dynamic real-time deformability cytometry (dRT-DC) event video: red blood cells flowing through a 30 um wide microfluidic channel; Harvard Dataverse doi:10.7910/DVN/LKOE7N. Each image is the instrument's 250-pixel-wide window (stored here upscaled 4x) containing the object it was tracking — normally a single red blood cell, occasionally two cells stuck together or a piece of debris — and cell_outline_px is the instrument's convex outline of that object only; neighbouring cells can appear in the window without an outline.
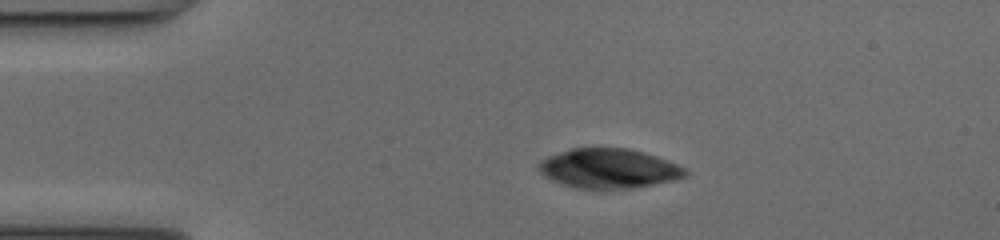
{"species": "common noctule bat (a hibernating species)", "species_latin": "Nyctalus noctula", "temperature_condition": "cold", "stored_images_in_passage": 49, "camera_frame_rate_fps": 3000, "um_per_image_px": 0.085, "animal": {"sex": "female", "body_mass_g": 17.0, "forearm_length_mm": 48.0}, "frame": {"image": 1, "passage_image": 9, "time_ms": 2.667, "image_size_px": [1000, 240], "cell_outline_px": [[688, 172], [684, 176], [672, 180], [652, 184], [628, 188], [576, 188], [560, 184], [552, 180], [540, 172], [540, 160], [548, 156], [568, 148], [628, 148], [676, 164], [684, 168]], "centroid_in_image_um": [51.67, 14.31], "position_along_channel_um": 33.3, "area_um2": 33.06}}
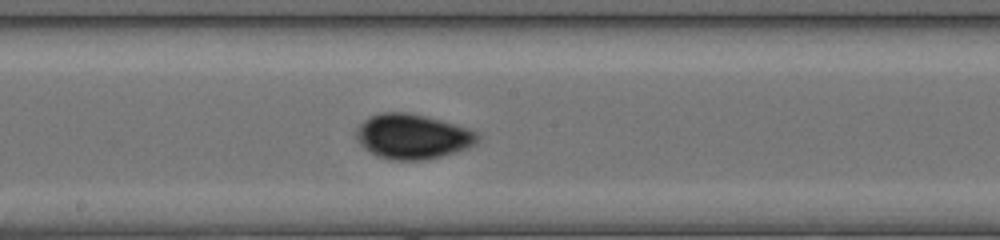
{"frame": {"image": 2, "passage_image": 26, "time_ms": 8.333, "image_size_px": [1000, 240], "cell_outline_px": [[480, 140], [476, 144], [468, 148], [440, 156], [424, 160], [392, 160], [380, 156], [364, 148], [360, 144], [356, 136], [356, 132], [360, 124], [368, 116], [380, 112], [408, 112], [456, 124], [468, 128], [476, 132], [480, 136]], "centroid_in_image_um": [35.08, 11.59], "position_along_channel_um": 213.1, "area_um2": 31.67}}
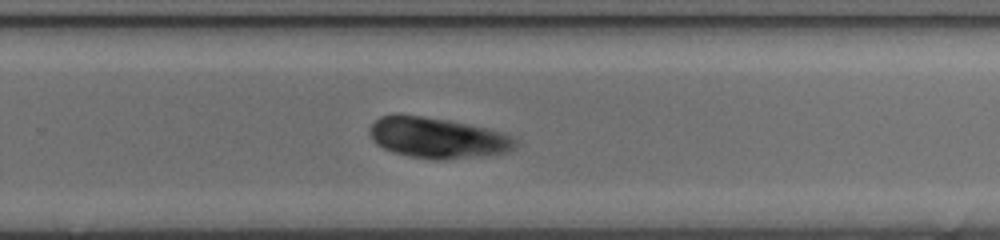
{"frame": {"image": 3, "passage_image": 32, "time_ms": 10.333, "image_size_px": [1000, 240], "cell_outline_px": [[516, 144], [512, 148], [504, 152], [480, 156], [440, 160], [436, 160], [412, 156], [392, 152], [376, 144], [372, 140], [368, 132], [368, 128], [380, 116], [420, 116], [448, 120], [468, 124], [500, 132], [512, 136], [516, 140]], "centroid_in_image_um": [37.15, 11.73], "position_along_channel_um": 292.7, "area_um2": 33.87}}